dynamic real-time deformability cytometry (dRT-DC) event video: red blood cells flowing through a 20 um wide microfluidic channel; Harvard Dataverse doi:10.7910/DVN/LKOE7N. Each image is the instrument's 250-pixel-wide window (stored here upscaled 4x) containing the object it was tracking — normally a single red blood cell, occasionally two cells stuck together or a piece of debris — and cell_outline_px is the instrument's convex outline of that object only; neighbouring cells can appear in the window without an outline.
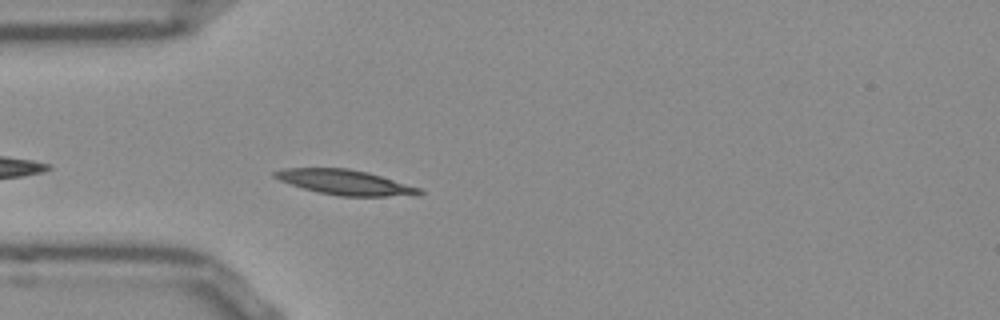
{"species": "Egyptian fruit bat (a non-hibernating species)", "species_latin": "Rousettus aegyptiacus", "temperature_condition": "room temperature", "stored_images_in_passage": 31, "camera_frame_rate_fps": 3000, "um_per_image_px": 0.085, "frame": {"image": 1, "passage_image": 3, "time_ms": 0.667, "image_size_px": [1000, 320], "cell_outline_px": [[424, 192], [420, 196], [340, 196], [320, 192], [304, 188], [280, 180], [272, 176], [272, 172], [284, 168], [348, 168], [368, 172], [420, 188]], "centroid_in_image_um": [29.38, 15.5], "position_along_channel_um": 55.6, "area_um2": 20.98}}
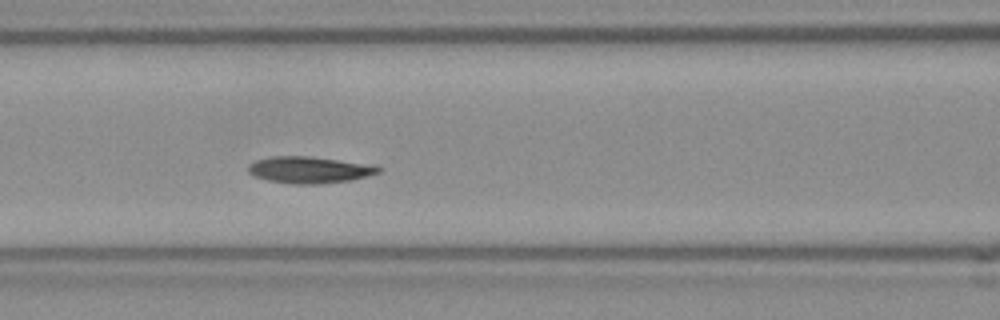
{"frame": {"image": 2, "passage_image": 10, "time_ms": 3.0, "image_size_px": [1000, 320], "cell_outline_px": [[380, 172], [352, 180], [320, 184], [292, 184], [268, 180], [256, 176], [248, 172], [248, 164], [256, 160], [272, 156], [308, 156], [336, 160], [360, 164], [380, 168]], "centroid_in_image_um": [26.2, 14.45], "position_along_channel_um": 140.4, "area_um2": 19.71}}
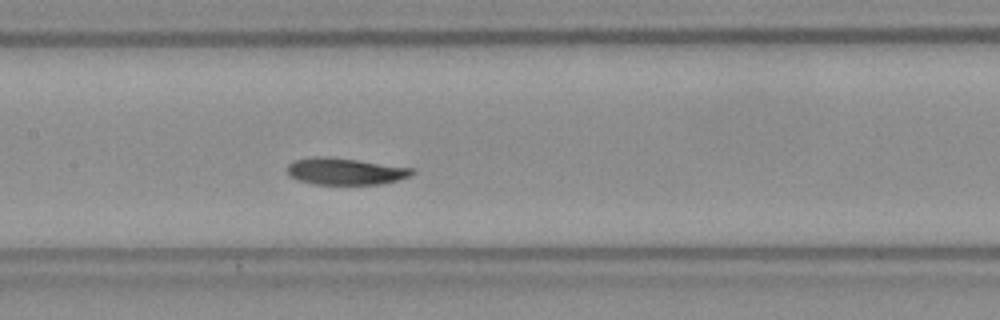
{"frame": {"image": 3, "passage_image": 13, "time_ms": 4.0, "image_size_px": [1000, 320], "cell_outline_px": [[416, 172], [408, 176], [396, 180], [380, 184], [312, 184], [288, 176], [288, 164], [296, 160], [316, 156], [328, 156], [412, 168]], "centroid_in_image_um": [29.31, 14.56], "position_along_channel_um": 178.1, "area_um2": 19.19}, "authors_computed_cell_mechanics": {"area_um2": 19.652, "velocity_mm_per_s": 3.7766, "shape_relaxation_time_tau1_ms": 4.7775, "shape_relaxation_time_tau2_ms": 8.633, "deformation_change_tau1": 0.1483, "deformation_change_tau2": 0.1212}}